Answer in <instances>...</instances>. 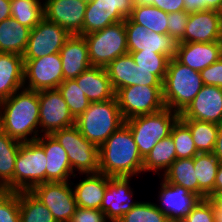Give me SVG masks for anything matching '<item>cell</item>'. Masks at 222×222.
<instances>
[{
	"label": "cell",
	"mask_w": 222,
	"mask_h": 222,
	"mask_svg": "<svg viewBox=\"0 0 222 222\" xmlns=\"http://www.w3.org/2000/svg\"><path fill=\"white\" fill-rule=\"evenodd\" d=\"M162 176L167 183L181 186L198 196V181L193 158L176 159Z\"/></svg>",
	"instance_id": "f1b7e54d"
},
{
	"label": "cell",
	"mask_w": 222,
	"mask_h": 222,
	"mask_svg": "<svg viewBox=\"0 0 222 222\" xmlns=\"http://www.w3.org/2000/svg\"><path fill=\"white\" fill-rule=\"evenodd\" d=\"M221 191H222V162H220L214 182V193H218Z\"/></svg>",
	"instance_id": "db71d44e"
},
{
	"label": "cell",
	"mask_w": 222,
	"mask_h": 222,
	"mask_svg": "<svg viewBox=\"0 0 222 222\" xmlns=\"http://www.w3.org/2000/svg\"><path fill=\"white\" fill-rule=\"evenodd\" d=\"M0 130L21 142L36 141L40 136L38 91L23 87L0 102Z\"/></svg>",
	"instance_id": "6da1fadb"
},
{
	"label": "cell",
	"mask_w": 222,
	"mask_h": 222,
	"mask_svg": "<svg viewBox=\"0 0 222 222\" xmlns=\"http://www.w3.org/2000/svg\"><path fill=\"white\" fill-rule=\"evenodd\" d=\"M115 97L124 120L155 113L165 107L162 86H126L118 89Z\"/></svg>",
	"instance_id": "9c48e42d"
},
{
	"label": "cell",
	"mask_w": 222,
	"mask_h": 222,
	"mask_svg": "<svg viewBox=\"0 0 222 222\" xmlns=\"http://www.w3.org/2000/svg\"><path fill=\"white\" fill-rule=\"evenodd\" d=\"M161 181L158 195L161 205L156 206L168 216L170 222L182 221L200 198L181 186Z\"/></svg>",
	"instance_id": "ffe728a7"
},
{
	"label": "cell",
	"mask_w": 222,
	"mask_h": 222,
	"mask_svg": "<svg viewBox=\"0 0 222 222\" xmlns=\"http://www.w3.org/2000/svg\"><path fill=\"white\" fill-rule=\"evenodd\" d=\"M203 10L222 11V0H203Z\"/></svg>",
	"instance_id": "f5cc1de1"
},
{
	"label": "cell",
	"mask_w": 222,
	"mask_h": 222,
	"mask_svg": "<svg viewBox=\"0 0 222 222\" xmlns=\"http://www.w3.org/2000/svg\"><path fill=\"white\" fill-rule=\"evenodd\" d=\"M213 154L219 160V162H222V123L219 124V129L217 133V139Z\"/></svg>",
	"instance_id": "f907efd6"
},
{
	"label": "cell",
	"mask_w": 222,
	"mask_h": 222,
	"mask_svg": "<svg viewBox=\"0 0 222 222\" xmlns=\"http://www.w3.org/2000/svg\"><path fill=\"white\" fill-rule=\"evenodd\" d=\"M181 120L222 123V88L203 85L189 106L180 114Z\"/></svg>",
	"instance_id": "ac0fdd59"
},
{
	"label": "cell",
	"mask_w": 222,
	"mask_h": 222,
	"mask_svg": "<svg viewBox=\"0 0 222 222\" xmlns=\"http://www.w3.org/2000/svg\"><path fill=\"white\" fill-rule=\"evenodd\" d=\"M153 6L165 13H173L184 10V0H153Z\"/></svg>",
	"instance_id": "7dc6e473"
},
{
	"label": "cell",
	"mask_w": 222,
	"mask_h": 222,
	"mask_svg": "<svg viewBox=\"0 0 222 222\" xmlns=\"http://www.w3.org/2000/svg\"><path fill=\"white\" fill-rule=\"evenodd\" d=\"M215 209L208 199H200L182 220L183 222H215Z\"/></svg>",
	"instance_id": "b9f144b4"
},
{
	"label": "cell",
	"mask_w": 222,
	"mask_h": 222,
	"mask_svg": "<svg viewBox=\"0 0 222 222\" xmlns=\"http://www.w3.org/2000/svg\"><path fill=\"white\" fill-rule=\"evenodd\" d=\"M221 57L222 42L178 43L177 54L175 56L180 63L197 72H201Z\"/></svg>",
	"instance_id": "7402d4cb"
},
{
	"label": "cell",
	"mask_w": 222,
	"mask_h": 222,
	"mask_svg": "<svg viewBox=\"0 0 222 222\" xmlns=\"http://www.w3.org/2000/svg\"><path fill=\"white\" fill-rule=\"evenodd\" d=\"M130 180V177H109L100 210L110 222H118L138 203L131 200L134 191L129 185Z\"/></svg>",
	"instance_id": "d6986e66"
},
{
	"label": "cell",
	"mask_w": 222,
	"mask_h": 222,
	"mask_svg": "<svg viewBox=\"0 0 222 222\" xmlns=\"http://www.w3.org/2000/svg\"><path fill=\"white\" fill-rule=\"evenodd\" d=\"M193 161L198 181V197L207 199L214 193V182L220 162L213 153H198Z\"/></svg>",
	"instance_id": "83f0119b"
},
{
	"label": "cell",
	"mask_w": 222,
	"mask_h": 222,
	"mask_svg": "<svg viewBox=\"0 0 222 222\" xmlns=\"http://www.w3.org/2000/svg\"><path fill=\"white\" fill-rule=\"evenodd\" d=\"M118 222H170L156 203L139 201L129 212L125 213Z\"/></svg>",
	"instance_id": "f35d334b"
},
{
	"label": "cell",
	"mask_w": 222,
	"mask_h": 222,
	"mask_svg": "<svg viewBox=\"0 0 222 222\" xmlns=\"http://www.w3.org/2000/svg\"><path fill=\"white\" fill-rule=\"evenodd\" d=\"M132 0H89L83 22V35L125 21L133 10Z\"/></svg>",
	"instance_id": "8fae6325"
},
{
	"label": "cell",
	"mask_w": 222,
	"mask_h": 222,
	"mask_svg": "<svg viewBox=\"0 0 222 222\" xmlns=\"http://www.w3.org/2000/svg\"><path fill=\"white\" fill-rule=\"evenodd\" d=\"M179 43L222 42V14L215 10L189 13L184 36Z\"/></svg>",
	"instance_id": "e0dca14e"
},
{
	"label": "cell",
	"mask_w": 222,
	"mask_h": 222,
	"mask_svg": "<svg viewBox=\"0 0 222 222\" xmlns=\"http://www.w3.org/2000/svg\"><path fill=\"white\" fill-rule=\"evenodd\" d=\"M128 52L148 51L164 54L170 59L177 54L178 41L168 34L148 31L144 26L134 23L130 18L124 21Z\"/></svg>",
	"instance_id": "9a60e30c"
},
{
	"label": "cell",
	"mask_w": 222,
	"mask_h": 222,
	"mask_svg": "<svg viewBox=\"0 0 222 222\" xmlns=\"http://www.w3.org/2000/svg\"><path fill=\"white\" fill-rule=\"evenodd\" d=\"M133 8L139 6H153V0H132Z\"/></svg>",
	"instance_id": "11a10c76"
},
{
	"label": "cell",
	"mask_w": 222,
	"mask_h": 222,
	"mask_svg": "<svg viewBox=\"0 0 222 222\" xmlns=\"http://www.w3.org/2000/svg\"><path fill=\"white\" fill-rule=\"evenodd\" d=\"M21 222H57L49 209L30 191L19 192Z\"/></svg>",
	"instance_id": "836d02e7"
},
{
	"label": "cell",
	"mask_w": 222,
	"mask_h": 222,
	"mask_svg": "<svg viewBox=\"0 0 222 222\" xmlns=\"http://www.w3.org/2000/svg\"><path fill=\"white\" fill-rule=\"evenodd\" d=\"M36 141L44 148L47 159L46 182H66L74 177L67 152L52 135H40Z\"/></svg>",
	"instance_id": "44dd1931"
},
{
	"label": "cell",
	"mask_w": 222,
	"mask_h": 222,
	"mask_svg": "<svg viewBox=\"0 0 222 222\" xmlns=\"http://www.w3.org/2000/svg\"><path fill=\"white\" fill-rule=\"evenodd\" d=\"M162 86V81L151 70H145L138 66L135 62L132 65L131 86Z\"/></svg>",
	"instance_id": "ee69618b"
},
{
	"label": "cell",
	"mask_w": 222,
	"mask_h": 222,
	"mask_svg": "<svg viewBox=\"0 0 222 222\" xmlns=\"http://www.w3.org/2000/svg\"><path fill=\"white\" fill-rule=\"evenodd\" d=\"M0 222H21L19 192L7 191L0 198Z\"/></svg>",
	"instance_id": "60d3db41"
},
{
	"label": "cell",
	"mask_w": 222,
	"mask_h": 222,
	"mask_svg": "<svg viewBox=\"0 0 222 222\" xmlns=\"http://www.w3.org/2000/svg\"><path fill=\"white\" fill-rule=\"evenodd\" d=\"M7 191L4 188H0V198L6 193Z\"/></svg>",
	"instance_id": "9f6ffc18"
},
{
	"label": "cell",
	"mask_w": 222,
	"mask_h": 222,
	"mask_svg": "<svg viewBox=\"0 0 222 222\" xmlns=\"http://www.w3.org/2000/svg\"><path fill=\"white\" fill-rule=\"evenodd\" d=\"M47 159L37 141L21 142L16 156L14 178L4 187L9 192L31 191L46 182Z\"/></svg>",
	"instance_id": "5b68a950"
},
{
	"label": "cell",
	"mask_w": 222,
	"mask_h": 222,
	"mask_svg": "<svg viewBox=\"0 0 222 222\" xmlns=\"http://www.w3.org/2000/svg\"><path fill=\"white\" fill-rule=\"evenodd\" d=\"M134 58L130 53L118 56L111 61L105 68L109 75V79L113 90L131 86V73Z\"/></svg>",
	"instance_id": "8d00e7d4"
},
{
	"label": "cell",
	"mask_w": 222,
	"mask_h": 222,
	"mask_svg": "<svg viewBox=\"0 0 222 222\" xmlns=\"http://www.w3.org/2000/svg\"><path fill=\"white\" fill-rule=\"evenodd\" d=\"M109 176L102 173L86 174L73 188L77 207L100 210Z\"/></svg>",
	"instance_id": "484cf974"
},
{
	"label": "cell",
	"mask_w": 222,
	"mask_h": 222,
	"mask_svg": "<svg viewBox=\"0 0 222 222\" xmlns=\"http://www.w3.org/2000/svg\"><path fill=\"white\" fill-rule=\"evenodd\" d=\"M204 85L222 88V57L200 72Z\"/></svg>",
	"instance_id": "f6af8a7d"
},
{
	"label": "cell",
	"mask_w": 222,
	"mask_h": 222,
	"mask_svg": "<svg viewBox=\"0 0 222 222\" xmlns=\"http://www.w3.org/2000/svg\"><path fill=\"white\" fill-rule=\"evenodd\" d=\"M20 144L21 141L9 137L0 130V188H4L14 178Z\"/></svg>",
	"instance_id": "4dcf8cb0"
},
{
	"label": "cell",
	"mask_w": 222,
	"mask_h": 222,
	"mask_svg": "<svg viewBox=\"0 0 222 222\" xmlns=\"http://www.w3.org/2000/svg\"><path fill=\"white\" fill-rule=\"evenodd\" d=\"M83 36L88 45L89 60L92 66L105 68L118 56L128 53L124 21Z\"/></svg>",
	"instance_id": "52a82bcc"
},
{
	"label": "cell",
	"mask_w": 222,
	"mask_h": 222,
	"mask_svg": "<svg viewBox=\"0 0 222 222\" xmlns=\"http://www.w3.org/2000/svg\"><path fill=\"white\" fill-rule=\"evenodd\" d=\"M23 87V56L14 53H0V102Z\"/></svg>",
	"instance_id": "d4e9b609"
},
{
	"label": "cell",
	"mask_w": 222,
	"mask_h": 222,
	"mask_svg": "<svg viewBox=\"0 0 222 222\" xmlns=\"http://www.w3.org/2000/svg\"><path fill=\"white\" fill-rule=\"evenodd\" d=\"M128 53L132 55V57L134 58V62L138 66L144 68L145 70H151V73L156 75L163 82L170 60L168 56L148 51Z\"/></svg>",
	"instance_id": "ab89813d"
},
{
	"label": "cell",
	"mask_w": 222,
	"mask_h": 222,
	"mask_svg": "<svg viewBox=\"0 0 222 222\" xmlns=\"http://www.w3.org/2000/svg\"><path fill=\"white\" fill-rule=\"evenodd\" d=\"M73 182H45L30 192L51 212L57 222H69L77 209Z\"/></svg>",
	"instance_id": "30bf717a"
},
{
	"label": "cell",
	"mask_w": 222,
	"mask_h": 222,
	"mask_svg": "<svg viewBox=\"0 0 222 222\" xmlns=\"http://www.w3.org/2000/svg\"><path fill=\"white\" fill-rule=\"evenodd\" d=\"M23 60L24 88L34 91L57 89L64 81L62 61L59 53L42 58Z\"/></svg>",
	"instance_id": "7c38bea8"
},
{
	"label": "cell",
	"mask_w": 222,
	"mask_h": 222,
	"mask_svg": "<svg viewBox=\"0 0 222 222\" xmlns=\"http://www.w3.org/2000/svg\"><path fill=\"white\" fill-rule=\"evenodd\" d=\"M11 17L27 28H34L44 18L40 0H10Z\"/></svg>",
	"instance_id": "e575fe53"
},
{
	"label": "cell",
	"mask_w": 222,
	"mask_h": 222,
	"mask_svg": "<svg viewBox=\"0 0 222 222\" xmlns=\"http://www.w3.org/2000/svg\"><path fill=\"white\" fill-rule=\"evenodd\" d=\"M134 23L144 26L148 31L168 34V13L154 6H139L129 17Z\"/></svg>",
	"instance_id": "1f68e13d"
},
{
	"label": "cell",
	"mask_w": 222,
	"mask_h": 222,
	"mask_svg": "<svg viewBox=\"0 0 222 222\" xmlns=\"http://www.w3.org/2000/svg\"><path fill=\"white\" fill-rule=\"evenodd\" d=\"M63 79H75L92 67L87 42L82 35H71L61 48Z\"/></svg>",
	"instance_id": "603a6c76"
},
{
	"label": "cell",
	"mask_w": 222,
	"mask_h": 222,
	"mask_svg": "<svg viewBox=\"0 0 222 222\" xmlns=\"http://www.w3.org/2000/svg\"><path fill=\"white\" fill-rule=\"evenodd\" d=\"M189 13L185 10L168 13V35L179 41L185 33Z\"/></svg>",
	"instance_id": "7bdbcfd3"
},
{
	"label": "cell",
	"mask_w": 222,
	"mask_h": 222,
	"mask_svg": "<svg viewBox=\"0 0 222 222\" xmlns=\"http://www.w3.org/2000/svg\"><path fill=\"white\" fill-rule=\"evenodd\" d=\"M184 10L194 13L203 10V0H184Z\"/></svg>",
	"instance_id": "681fc988"
},
{
	"label": "cell",
	"mask_w": 222,
	"mask_h": 222,
	"mask_svg": "<svg viewBox=\"0 0 222 222\" xmlns=\"http://www.w3.org/2000/svg\"><path fill=\"white\" fill-rule=\"evenodd\" d=\"M71 34L45 17L30 31L23 59H36L59 53Z\"/></svg>",
	"instance_id": "5bb4252c"
},
{
	"label": "cell",
	"mask_w": 222,
	"mask_h": 222,
	"mask_svg": "<svg viewBox=\"0 0 222 222\" xmlns=\"http://www.w3.org/2000/svg\"><path fill=\"white\" fill-rule=\"evenodd\" d=\"M75 80L91 103L111 100L115 97V91L104 67L92 66Z\"/></svg>",
	"instance_id": "cb8c5ba5"
},
{
	"label": "cell",
	"mask_w": 222,
	"mask_h": 222,
	"mask_svg": "<svg viewBox=\"0 0 222 222\" xmlns=\"http://www.w3.org/2000/svg\"><path fill=\"white\" fill-rule=\"evenodd\" d=\"M58 90L62 94L63 99L75 119L88 109L91 102L81 88H79L75 79L64 80L58 86Z\"/></svg>",
	"instance_id": "d590c367"
},
{
	"label": "cell",
	"mask_w": 222,
	"mask_h": 222,
	"mask_svg": "<svg viewBox=\"0 0 222 222\" xmlns=\"http://www.w3.org/2000/svg\"><path fill=\"white\" fill-rule=\"evenodd\" d=\"M38 98L40 133L51 135L54 131L75 125L76 119L58 88L40 90Z\"/></svg>",
	"instance_id": "4fadbf2b"
},
{
	"label": "cell",
	"mask_w": 222,
	"mask_h": 222,
	"mask_svg": "<svg viewBox=\"0 0 222 222\" xmlns=\"http://www.w3.org/2000/svg\"><path fill=\"white\" fill-rule=\"evenodd\" d=\"M51 135L67 152L73 173H99V148L88 141L76 125L54 131Z\"/></svg>",
	"instance_id": "ba28073f"
},
{
	"label": "cell",
	"mask_w": 222,
	"mask_h": 222,
	"mask_svg": "<svg viewBox=\"0 0 222 222\" xmlns=\"http://www.w3.org/2000/svg\"><path fill=\"white\" fill-rule=\"evenodd\" d=\"M190 129L198 153H213L219 124L200 120H182Z\"/></svg>",
	"instance_id": "d6a6232c"
},
{
	"label": "cell",
	"mask_w": 222,
	"mask_h": 222,
	"mask_svg": "<svg viewBox=\"0 0 222 222\" xmlns=\"http://www.w3.org/2000/svg\"><path fill=\"white\" fill-rule=\"evenodd\" d=\"M44 17L66 29L71 35L83 36L87 0H47Z\"/></svg>",
	"instance_id": "2e32d148"
},
{
	"label": "cell",
	"mask_w": 222,
	"mask_h": 222,
	"mask_svg": "<svg viewBox=\"0 0 222 222\" xmlns=\"http://www.w3.org/2000/svg\"><path fill=\"white\" fill-rule=\"evenodd\" d=\"M214 206L215 222H222V191L218 193H213L207 198Z\"/></svg>",
	"instance_id": "c3c4849f"
},
{
	"label": "cell",
	"mask_w": 222,
	"mask_h": 222,
	"mask_svg": "<svg viewBox=\"0 0 222 222\" xmlns=\"http://www.w3.org/2000/svg\"><path fill=\"white\" fill-rule=\"evenodd\" d=\"M200 72L180 63L175 57L169 60L162 82L165 107L181 114L203 87Z\"/></svg>",
	"instance_id": "3957f363"
},
{
	"label": "cell",
	"mask_w": 222,
	"mask_h": 222,
	"mask_svg": "<svg viewBox=\"0 0 222 222\" xmlns=\"http://www.w3.org/2000/svg\"><path fill=\"white\" fill-rule=\"evenodd\" d=\"M124 123L116 97L90 103L75 121L80 133L98 148Z\"/></svg>",
	"instance_id": "277c9868"
},
{
	"label": "cell",
	"mask_w": 222,
	"mask_h": 222,
	"mask_svg": "<svg viewBox=\"0 0 222 222\" xmlns=\"http://www.w3.org/2000/svg\"><path fill=\"white\" fill-rule=\"evenodd\" d=\"M176 160V149L172 136L169 135L152 148L147 157L143 160V173L148 171H153L158 176L160 175V170L165 171L170 167V165Z\"/></svg>",
	"instance_id": "f546056e"
},
{
	"label": "cell",
	"mask_w": 222,
	"mask_h": 222,
	"mask_svg": "<svg viewBox=\"0 0 222 222\" xmlns=\"http://www.w3.org/2000/svg\"><path fill=\"white\" fill-rule=\"evenodd\" d=\"M180 114L164 107L162 110L125 120L144 159L159 140L169 136Z\"/></svg>",
	"instance_id": "8992f818"
},
{
	"label": "cell",
	"mask_w": 222,
	"mask_h": 222,
	"mask_svg": "<svg viewBox=\"0 0 222 222\" xmlns=\"http://www.w3.org/2000/svg\"><path fill=\"white\" fill-rule=\"evenodd\" d=\"M11 17L10 0H0V22Z\"/></svg>",
	"instance_id": "816d5d0a"
},
{
	"label": "cell",
	"mask_w": 222,
	"mask_h": 222,
	"mask_svg": "<svg viewBox=\"0 0 222 222\" xmlns=\"http://www.w3.org/2000/svg\"><path fill=\"white\" fill-rule=\"evenodd\" d=\"M176 149V159L194 158L198 151L189 127L179 118L173 125L171 134Z\"/></svg>",
	"instance_id": "74e56055"
},
{
	"label": "cell",
	"mask_w": 222,
	"mask_h": 222,
	"mask_svg": "<svg viewBox=\"0 0 222 222\" xmlns=\"http://www.w3.org/2000/svg\"><path fill=\"white\" fill-rule=\"evenodd\" d=\"M30 28L10 17L0 22V53L23 55L29 40Z\"/></svg>",
	"instance_id": "4316f807"
},
{
	"label": "cell",
	"mask_w": 222,
	"mask_h": 222,
	"mask_svg": "<svg viewBox=\"0 0 222 222\" xmlns=\"http://www.w3.org/2000/svg\"><path fill=\"white\" fill-rule=\"evenodd\" d=\"M143 160L126 123L99 147V173L109 177L135 176L143 172Z\"/></svg>",
	"instance_id": "7a4b0ae2"
},
{
	"label": "cell",
	"mask_w": 222,
	"mask_h": 222,
	"mask_svg": "<svg viewBox=\"0 0 222 222\" xmlns=\"http://www.w3.org/2000/svg\"><path fill=\"white\" fill-rule=\"evenodd\" d=\"M69 222H109V220L101 210L77 207Z\"/></svg>",
	"instance_id": "bcb514c9"
}]
</instances>
